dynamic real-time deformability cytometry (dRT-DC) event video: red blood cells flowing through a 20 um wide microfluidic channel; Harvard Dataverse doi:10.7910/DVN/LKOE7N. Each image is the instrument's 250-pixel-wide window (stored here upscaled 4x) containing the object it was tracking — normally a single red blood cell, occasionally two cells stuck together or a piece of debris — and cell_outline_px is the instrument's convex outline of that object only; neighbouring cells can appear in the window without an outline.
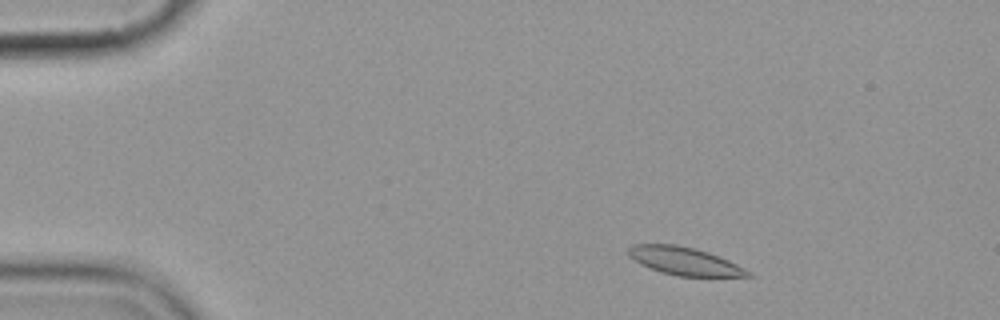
{"species": "common noctule bat (a hibernating species)", "species_latin": "Nyctalus noctula", "temperature_condition": "cold", "stored_images_in_passage": 9, "camera_frame_rate_fps": 3000, "um_per_image_px": 0.085, "animal": {"sex": "female", "body_mass_g": 19.9}, "frame": {"image": 1, "passage_image": 2, "time_ms": 1.333, "image_size_px": [1000, 320], "cell_outline_px": [[752, 276], [680, 276], [660, 272], [640, 264], [632, 260], [628, 256], [628, 248], [632, 244], [676, 244], [708, 252], [728, 260], [752, 272]], "centroid_in_image_um": [58.13, 22.19], "position_along_channel_um": 26.9, "area_um2": 19.36}}
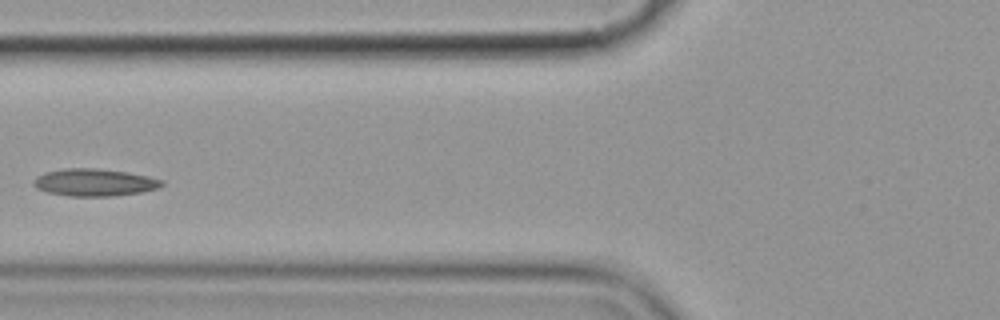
{"frame": {"image": 2, "passage_image": 6, "time_ms": 6.0, "image_size_px": [1000, 320], "cell_outline_px": [[164, 184], [160, 188], [140, 192], [112, 196], [68, 196], [48, 192], [36, 188], [32, 184], [32, 180], [36, 176], [44, 172], [64, 168], [96, 168], [128, 172], [148, 176], [164, 180]], "centroid_in_image_um": [8.01, 15.5], "position_along_channel_um": 117.8, "area_um2": 20.63}}
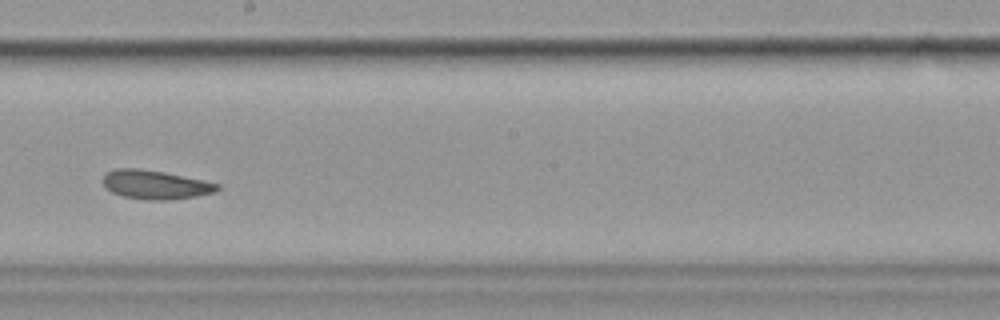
{"frame": {"image": 3, "passage_image": 9, "time_ms": 9.333, "image_size_px": [1000, 320], "cell_outline_px": [[220, 188], [216, 192], [196, 196], [172, 200], [144, 200], [124, 196], [112, 192], [104, 188], [104, 176], [108, 172], [116, 168], [140, 168], [164, 172], [204, 180], [220, 184]], "centroid_in_image_um": [13.23, 15.7], "position_along_channel_um": 235.0, "area_um2": 19.36}}